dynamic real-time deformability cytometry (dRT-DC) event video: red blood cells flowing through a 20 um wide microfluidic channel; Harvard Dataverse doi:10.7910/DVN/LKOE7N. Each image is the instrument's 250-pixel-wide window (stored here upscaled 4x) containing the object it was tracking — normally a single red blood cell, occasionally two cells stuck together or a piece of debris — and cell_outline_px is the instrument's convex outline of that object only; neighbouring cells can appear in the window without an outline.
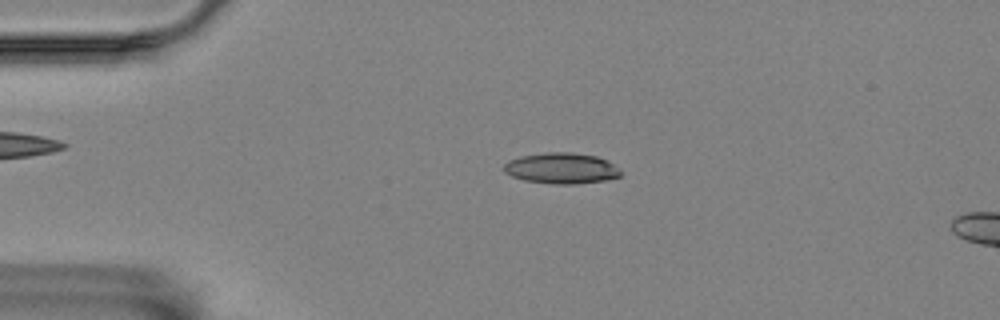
{"species": "Egyptian fruit bat (a non-hibernating species)", "species_latin": "Rousettus aegyptiacus", "temperature_condition": "room temperature", "stored_images_in_passage": 11, "camera_frame_rate_fps": 3000, "um_per_image_px": 0.085, "animal": {"sex": "female"}, "frame": {"image": 1, "passage_image": 7, "time_ms": 2.0, "image_size_px": [1000, 320], "cell_outline_px": [[620, 176], [604, 180], [576, 184], [552, 184], [524, 180], [512, 176], [504, 172], [504, 164], [508, 160], [520, 156], [548, 152], [572, 152], [596, 156], [608, 160], [620, 172]], "centroid_in_image_um": [47.68, 14.3], "position_along_channel_um": 37.3, "area_um2": 20.92}}